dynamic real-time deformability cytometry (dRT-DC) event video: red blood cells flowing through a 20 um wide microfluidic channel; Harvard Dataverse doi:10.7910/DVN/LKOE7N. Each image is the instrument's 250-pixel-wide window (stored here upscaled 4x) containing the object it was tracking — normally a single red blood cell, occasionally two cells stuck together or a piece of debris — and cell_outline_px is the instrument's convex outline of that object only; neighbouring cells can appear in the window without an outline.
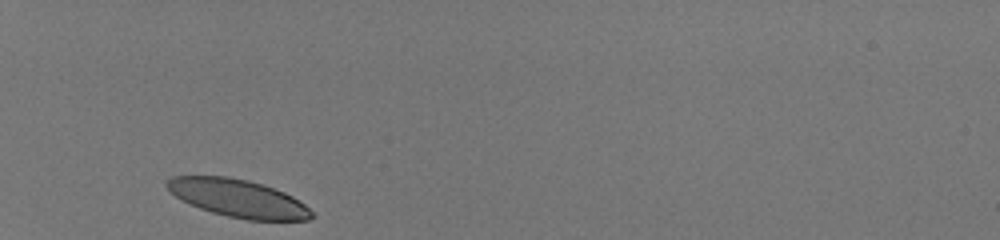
{"species": "human", "species_latin": "Homo sapiens", "temperature_condition": "room temperature", "stored_images_in_passage": 29, "camera_frame_rate_fps": 3000, "um_per_image_px": 0.085, "donor": {"sex": "male"}, "frame": {"image": 1, "passage_image": 1, "time_ms": 0.0, "image_size_px": [1000, 240], "cell_outline_px": [[316, 216], [308, 220], [248, 220], [228, 216], [212, 212], [188, 204], [176, 196], [164, 184], [172, 176], [228, 176], [248, 180], [264, 184], [284, 192], [292, 196], [304, 204]], "centroid_in_image_um": [20.25, 16.85], "position_along_channel_um": 64.8, "area_um2": 31.79}}
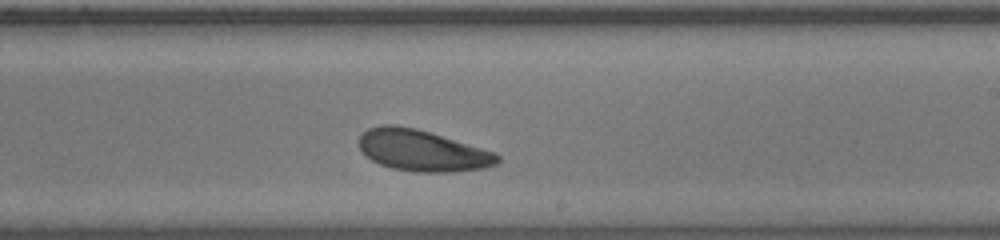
{"frame": {"image": 2, "passage_image": 17, "time_ms": 5.333, "image_size_px": [1000, 240], "cell_outline_px": [[500, 160], [496, 164], [484, 168], [452, 172], [416, 172], [392, 168], [380, 164], [372, 160], [360, 148], [360, 136], [368, 128], [380, 124], [392, 124], [416, 128], [496, 152], [500, 156]], "centroid_in_image_um": [35.91, 12.79], "position_along_channel_um": 253.1, "area_um2": 33.18}}
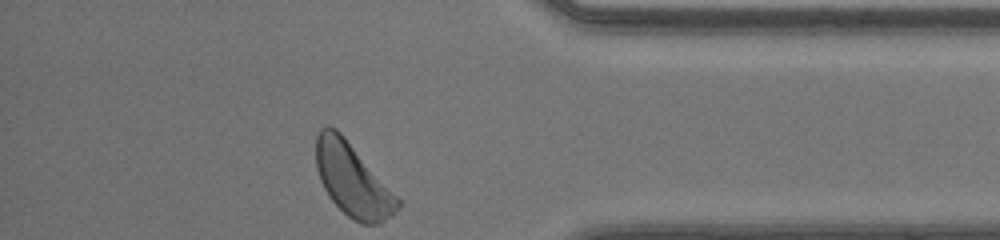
{"frame": {"image": 3, "passage_image": 29, "time_ms": 9.333, "image_size_px": [1000, 240], "cell_outline_px": [[400, 208], [392, 216], [380, 224], [360, 224], [352, 220], [328, 196], [320, 180], [316, 168], [316, 136], [320, 128], [328, 124], [336, 128], [344, 136], [400, 200]], "centroid_in_image_um": [29.95, 15.3], "position_along_channel_um": 405.3, "area_um2": 34.51}, "authors_computed_cell_mechanics": {"area_um2": 33.3506, "velocity_mm_per_s": 4.0652, "shape_relaxation_time_tau1_ms": 3.0073, "shape_relaxation_time_tau2_ms": 3.7952, "deformation_change_tau1": 0.0976, "deformation_change_tau2": 0.1204}}